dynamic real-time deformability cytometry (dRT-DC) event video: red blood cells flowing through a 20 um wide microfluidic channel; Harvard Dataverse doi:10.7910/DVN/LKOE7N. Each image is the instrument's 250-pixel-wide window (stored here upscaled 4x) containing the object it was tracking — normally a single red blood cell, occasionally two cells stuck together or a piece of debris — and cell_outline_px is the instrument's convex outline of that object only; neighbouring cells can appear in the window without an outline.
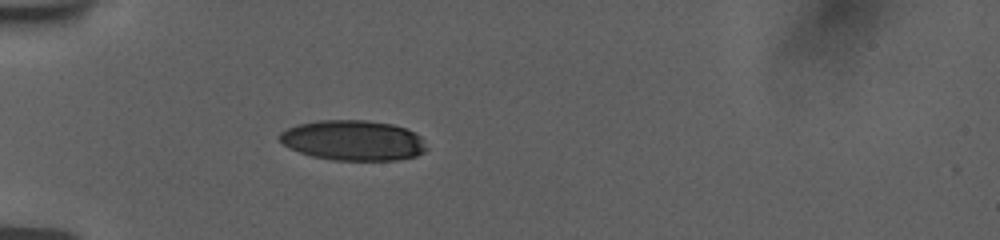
{"species": "human", "species_latin": "Homo sapiens", "temperature_condition": "room temperature", "stored_images_in_passage": 7, "camera_frame_rate_fps": 3000, "um_per_image_px": 0.085, "donor": {"sex": "female"}, "frame": {"image": 1, "passage_image": 3, "time_ms": 2.0, "image_size_px": [1000, 240], "cell_outline_px": [[428, 148], [424, 152], [416, 156], [396, 160], [332, 160], [312, 156], [288, 148], [276, 136], [280, 132], [296, 124], [316, 120], [364, 120], [392, 124], [404, 128], [420, 136]], "centroid_in_image_um": [29.98, 11.93], "position_along_channel_um": 55.0, "area_um2": 34.56}}
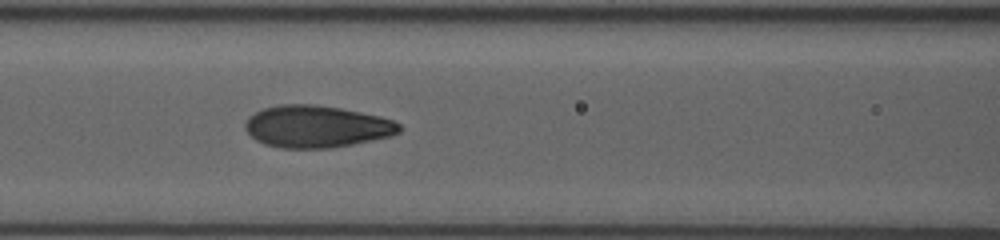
{"frame": {"image": 2, "passage_image": 6, "time_ms": 4.667, "image_size_px": [1000, 240], "cell_outline_px": [[400, 132], [392, 136], [332, 148], [280, 148], [264, 144], [256, 140], [244, 128], [244, 124], [248, 116], [264, 108], [276, 104], [316, 104], [340, 108], [380, 116], [392, 120], [400, 124]], "centroid_in_image_um": [26.89, 10.75], "position_along_channel_um": 139.7, "area_um2": 37.92}}
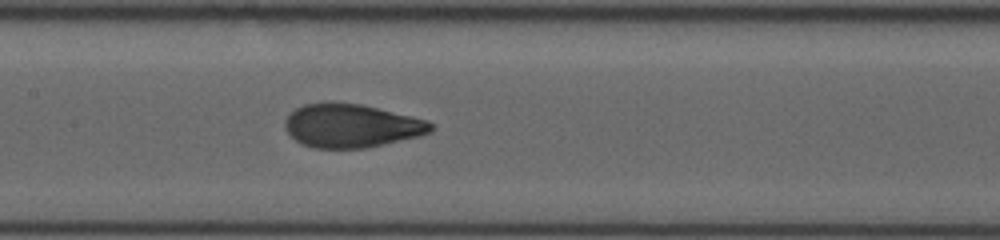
{"frame": {"image": 3, "passage_image": 7, "time_ms": 5.667, "image_size_px": [1000, 240], "cell_outline_px": [[432, 132], [420, 136], [364, 148], [316, 148], [300, 144], [284, 128], [284, 120], [296, 108], [304, 104], [360, 104], [428, 120], [432, 124]], "centroid_in_image_um": [29.87, 10.71], "position_along_channel_um": 177.5, "area_um2": 36.36}}